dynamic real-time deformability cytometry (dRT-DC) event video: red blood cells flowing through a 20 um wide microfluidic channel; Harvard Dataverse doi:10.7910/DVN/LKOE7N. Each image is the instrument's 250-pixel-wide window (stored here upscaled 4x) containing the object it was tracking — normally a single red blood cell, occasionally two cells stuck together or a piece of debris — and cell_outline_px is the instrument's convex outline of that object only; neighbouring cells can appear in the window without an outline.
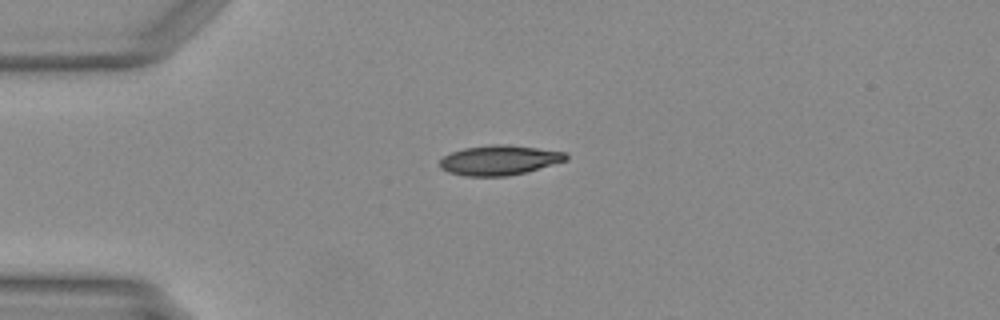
{"species": "Egyptian fruit bat (a non-hibernating species)", "species_latin": "Rousettus aegyptiacus", "temperature_condition": "warm", "stored_images_in_passage": 3, "camera_frame_rate_fps": 3000, "um_per_image_px": 0.085, "animal": {"sex": "female"}, "frame": {"image": 1, "passage_image": 1, "time_ms": 0.0, "image_size_px": [1000, 320], "cell_outline_px": [[568, 160], [524, 172], [508, 176], [464, 176], [448, 172], [440, 168], [440, 160], [444, 156], [452, 152], [464, 148], [496, 144], [508, 144], [564, 152], [568, 156]], "centroid_in_image_um": [42.42, 13.62], "position_along_channel_um": 42.6, "area_um2": 21.73}}